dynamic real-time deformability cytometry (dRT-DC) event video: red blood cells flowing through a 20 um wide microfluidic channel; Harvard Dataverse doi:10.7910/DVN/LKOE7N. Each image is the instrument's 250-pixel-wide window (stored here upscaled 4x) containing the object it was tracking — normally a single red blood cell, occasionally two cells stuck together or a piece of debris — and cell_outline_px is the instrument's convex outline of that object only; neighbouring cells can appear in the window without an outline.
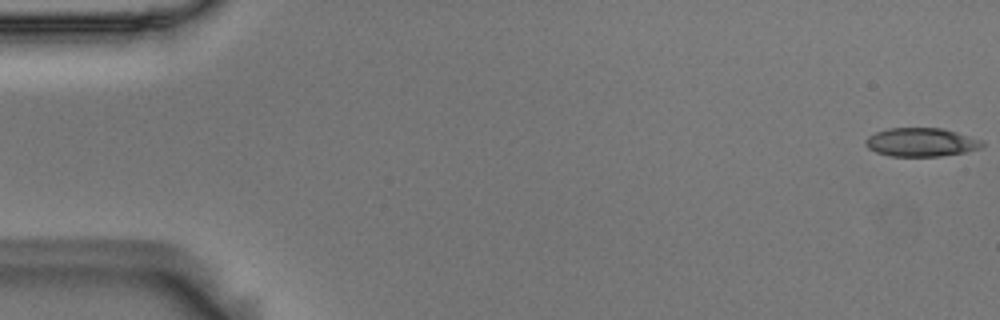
{"species": "Egyptian fruit bat (a non-hibernating species)", "species_latin": "Rousettus aegyptiacus", "temperature_condition": "room temperature", "stored_images_in_passage": 6, "camera_frame_rate_fps": 3000, "um_per_image_px": 0.085, "animal": {"sex": "male"}, "frame": {"image": 1, "passage_image": 1, "time_ms": 0.0, "image_size_px": [1000, 320], "cell_outline_px": [[984, 144], [980, 148], [968, 152], [940, 156], [888, 156], [876, 152], [868, 148], [864, 144], [864, 140], [868, 136], [876, 132], [888, 128], [940, 128], [956, 132], [980, 140]], "centroid_in_image_um": [78.25, 12.1], "position_along_channel_um": 6.7, "area_um2": 19.42}}
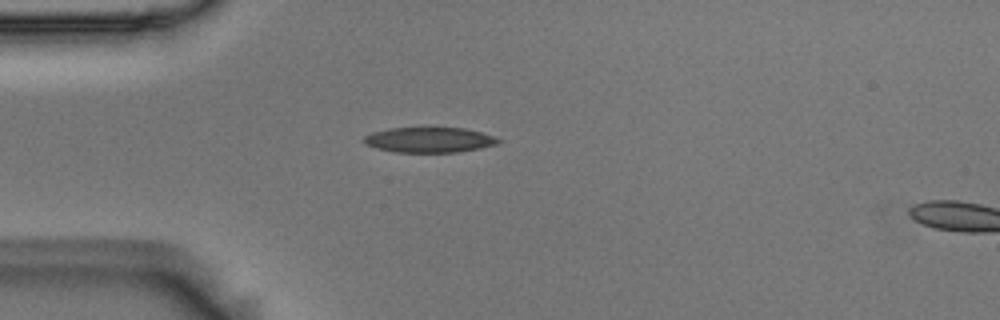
{"frame": {"image": 2, "passage_image": 5, "time_ms": 1.333, "image_size_px": [1000, 320], "cell_outline_px": [[504, 140], [496, 144], [480, 148], [460, 152], [396, 152], [376, 148], [364, 144], [360, 140], [364, 136], [372, 132], [392, 128], [464, 128], [480, 132]], "centroid_in_image_um": [36.46, 11.89], "position_along_channel_um": 48.5, "area_um2": 19.77}}